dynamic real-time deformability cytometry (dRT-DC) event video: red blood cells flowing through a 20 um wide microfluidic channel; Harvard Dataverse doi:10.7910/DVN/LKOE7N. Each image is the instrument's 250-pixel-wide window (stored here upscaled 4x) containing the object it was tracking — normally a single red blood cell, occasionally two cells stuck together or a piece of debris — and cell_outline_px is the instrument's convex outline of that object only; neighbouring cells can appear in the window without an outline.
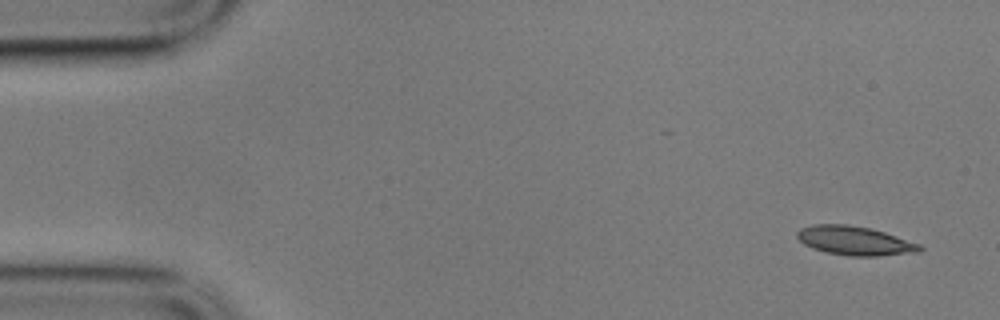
{"species": "common noctule bat (a hibernating species)", "species_latin": "Nyctalus noctula", "temperature_condition": "cold", "stored_images_in_passage": 10, "camera_frame_rate_fps": 3000, "um_per_image_px": 0.085, "animal": {"sex": "male", "body_mass_g": 17.9}, "frame": {"image": 1, "passage_image": 1, "time_ms": 0.0, "image_size_px": [1000, 320], "cell_outline_px": [[924, 248], [920, 252], [876, 256], [848, 256], [824, 252], [812, 248], [804, 244], [796, 236], [796, 232], [800, 228], [812, 224], [848, 224], [872, 228], [920, 244]], "centroid_in_image_um": [72.64, 20.46], "position_along_channel_um": 12.4, "area_um2": 20.92}}
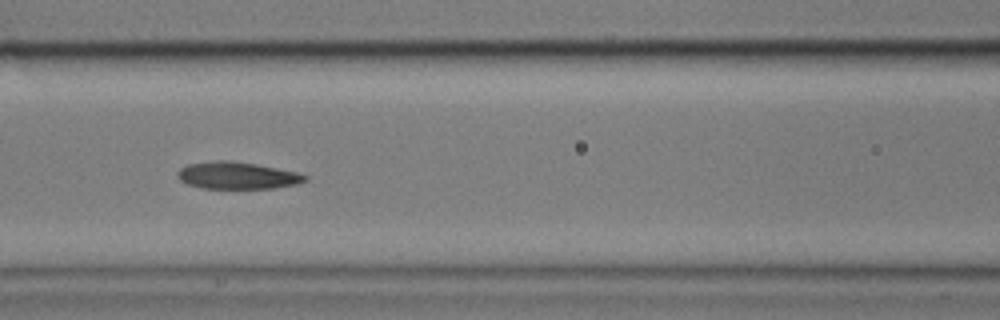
{"frame": {"image": 2, "passage_image": 7, "time_ms": 2.0, "image_size_px": [1000, 320], "cell_outline_px": [[308, 180], [296, 184], [272, 188], [200, 188], [188, 184], [180, 180], [176, 176], [176, 172], [180, 168], [188, 164], [216, 160], [232, 160], [256, 164], [300, 172], [308, 176]], "centroid_in_image_um": [20.17, 14.91], "position_along_channel_um": 146.4, "area_um2": 20.29}}
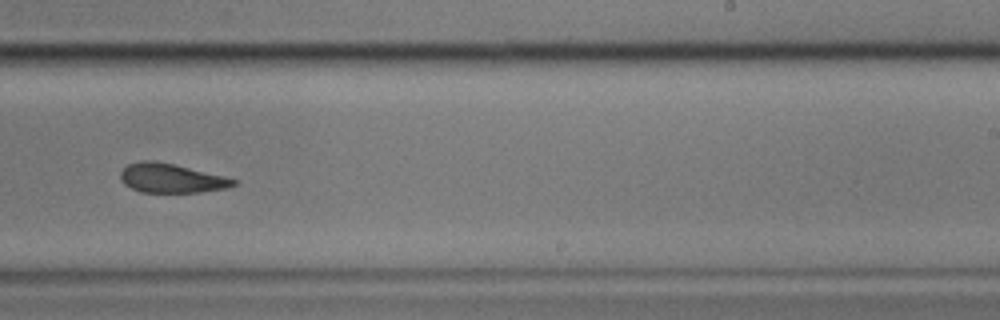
{"frame": {"image": 3, "passage_image": 10, "time_ms": 3.0, "image_size_px": [1000, 320], "cell_outline_px": [[240, 180], [236, 184], [224, 188], [200, 192], [140, 192], [124, 184], [120, 180], [120, 172], [128, 164], [140, 160], [156, 160], [224, 176]], "centroid_in_image_um": [14.53, 15.14], "position_along_channel_um": 274.5, "area_um2": 19.19}}